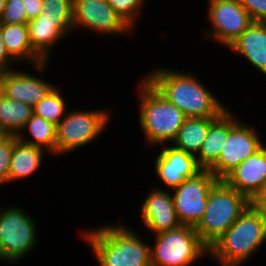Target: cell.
Returning <instances> with one entry per match:
<instances>
[{
    "label": "cell",
    "instance_id": "1",
    "mask_svg": "<svg viewBox=\"0 0 266 266\" xmlns=\"http://www.w3.org/2000/svg\"><path fill=\"white\" fill-rule=\"evenodd\" d=\"M150 71L142 78L178 107L186 117L217 118L227 109L191 71H174L164 66H157Z\"/></svg>",
    "mask_w": 266,
    "mask_h": 266
},
{
    "label": "cell",
    "instance_id": "2",
    "mask_svg": "<svg viewBox=\"0 0 266 266\" xmlns=\"http://www.w3.org/2000/svg\"><path fill=\"white\" fill-rule=\"evenodd\" d=\"M98 266H151L150 244L137 231L119 222L82 233Z\"/></svg>",
    "mask_w": 266,
    "mask_h": 266
},
{
    "label": "cell",
    "instance_id": "3",
    "mask_svg": "<svg viewBox=\"0 0 266 266\" xmlns=\"http://www.w3.org/2000/svg\"><path fill=\"white\" fill-rule=\"evenodd\" d=\"M266 243V223L251 203L226 232L209 248L221 266H242Z\"/></svg>",
    "mask_w": 266,
    "mask_h": 266
},
{
    "label": "cell",
    "instance_id": "4",
    "mask_svg": "<svg viewBox=\"0 0 266 266\" xmlns=\"http://www.w3.org/2000/svg\"><path fill=\"white\" fill-rule=\"evenodd\" d=\"M142 80V81H141ZM138 82L139 126L148 146L171 145L185 114L160 94L145 78ZM140 100V101H139Z\"/></svg>",
    "mask_w": 266,
    "mask_h": 266
},
{
    "label": "cell",
    "instance_id": "5",
    "mask_svg": "<svg viewBox=\"0 0 266 266\" xmlns=\"http://www.w3.org/2000/svg\"><path fill=\"white\" fill-rule=\"evenodd\" d=\"M251 203L224 180H217L208 192L206 209L194 229L210 248Z\"/></svg>",
    "mask_w": 266,
    "mask_h": 266
},
{
    "label": "cell",
    "instance_id": "6",
    "mask_svg": "<svg viewBox=\"0 0 266 266\" xmlns=\"http://www.w3.org/2000/svg\"><path fill=\"white\" fill-rule=\"evenodd\" d=\"M154 237L153 246H150L151 266H192L209 255V248L192 226L181 225Z\"/></svg>",
    "mask_w": 266,
    "mask_h": 266
},
{
    "label": "cell",
    "instance_id": "7",
    "mask_svg": "<svg viewBox=\"0 0 266 266\" xmlns=\"http://www.w3.org/2000/svg\"><path fill=\"white\" fill-rule=\"evenodd\" d=\"M111 117V111L105 108L69 109L56 128V155L69 154L93 143L106 131Z\"/></svg>",
    "mask_w": 266,
    "mask_h": 266
},
{
    "label": "cell",
    "instance_id": "8",
    "mask_svg": "<svg viewBox=\"0 0 266 266\" xmlns=\"http://www.w3.org/2000/svg\"><path fill=\"white\" fill-rule=\"evenodd\" d=\"M0 209V261L17 263L35 248L38 227L33 216L16 204Z\"/></svg>",
    "mask_w": 266,
    "mask_h": 266
},
{
    "label": "cell",
    "instance_id": "9",
    "mask_svg": "<svg viewBox=\"0 0 266 266\" xmlns=\"http://www.w3.org/2000/svg\"><path fill=\"white\" fill-rule=\"evenodd\" d=\"M234 116L229 109L228 137L218 160L208 169L218 180H223L264 144L252 126Z\"/></svg>",
    "mask_w": 266,
    "mask_h": 266
},
{
    "label": "cell",
    "instance_id": "10",
    "mask_svg": "<svg viewBox=\"0 0 266 266\" xmlns=\"http://www.w3.org/2000/svg\"><path fill=\"white\" fill-rule=\"evenodd\" d=\"M211 24L204 38L229 47L253 22L249 13L237 0H207Z\"/></svg>",
    "mask_w": 266,
    "mask_h": 266
},
{
    "label": "cell",
    "instance_id": "11",
    "mask_svg": "<svg viewBox=\"0 0 266 266\" xmlns=\"http://www.w3.org/2000/svg\"><path fill=\"white\" fill-rule=\"evenodd\" d=\"M73 31L89 30L100 35H133L134 30L107 0H73Z\"/></svg>",
    "mask_w": 266,
    "mask_h": 266
},
{
    "label": "cell",
    "instance_id": "12",
    "mask_svg": "<svg viewBox=\"0 0 266 266\" xmlns=\"http://www.w3.org/2000/svg\"><path fill=\"white\" fill-rule=\"evenodd\" d=\"M209 170L183 181L171 192L175 211L182 225L195 227L206 209L208 192L217 181Z\"/></svg>",
    "mask_w": 266,
    "mask_h": 266
},
{
    "label": "cell",
    "instance_id": "13",
    "mask_svg": "<svg viewBox=\"0 0 266 266\" xmlns=\"http://www.w3.org/2000/svg\"><path fill=\"white\" fill-rule=\"evenodd\" d=\"M27 28L32 49L49 61L52 50L73 31V17L45 16L42 12L27 22Z\"/></svg>",
    "mask_w": 266,
    "mask_h": 266
},
{
    "label": "cell",
    "instance_id": "14",
    "mask_svg": "<svg viewBox=\"0 0 266 266\" xmlns=\"http://www.w3.org/2000/svg\"><path fill=\"white\" fill-rule=\"evenodd\" d=\"M159 149L161 151L154 160L155 175L165 184L166 190L178 187L183 181L203 170L194 155L176 149L172 145H162Z\"/></svg>",
    "mask_w": 266,
    "mask_h": 266
},
{
    "label": "cell",
    "instance_id": "15",
    "mask_svg": "<svg viewBox=\"0 0 266 266\" xmlns=\"http://www.w3.org/2000/svg\"><path fill=\"white\" fill-rule=\"evenodd\" d=\"M140 203V220L154 235L176 229L182 224L178 219L171 192L153 187Z\"/></svg>",
    "mask_w": 266,
    "mask_h": 266
},
{
    "label": "cell",
    "instance_id": "16",
    "mask_svg": "<svg viewBox=\"0 0 266 266\" xmlns=\"http://www.w3.org/2000/svg\"><path fill=\"white\" fill-rule=\"evenodd\" d=\"M223 180L236 191L244 194L251 202L258 197L266 185L265 143Z\"/></svg>",
    "mask_w": 266,
    "mask_h": 266
},
{
    "label": "cell",
    "instance_id": "17",
    "mask_svg": "<svg viewBox=\"0 0 266 266\" xmlns=\"http://www.w3.org/2000/svg\"><path fill=\"white\" fill-rule=\"evenodd\" d=\"M40 78L37 74L13 69L3 73L1 93L7 98L32 107L43 99L56 85Z\"/></svg>",
    "mask_w": 266,
    "mask_h": 266
},
{
    "label": "cell",
    "instance_id": "18",
    "mask_svg": "<svg viewBox=\"0 0 266 266\" xmlns=\"http://www.w3.org/2000/svg\"><path fill=\"white\" fill-rule=\"evenodd\" d=\"M0 30L5 49L17 63L26 62L35 67L39 75L46 70L48 61H44L29 42L27 24H0Z\"/></svg>",
    "mask_w": 266,
    "mask_h": 266
},
{
    "label": "cell",
    "instance_id": "19",
    "mask_svg": "<svg viewBox=\"0 0 266 266\" xmlns=\"http://www.w3.org/2000/svg\"><path fill=\"white\" fill-rule=\"evenodd\" d=\"M228 49L245 57L266 77V22H252Z\"/></svg>",
    "mask_w": 266,
    "mask_h": 266
},
{
    "label": "cell",
    "instance_id": "20",
    "mask_svg": "<svg viewBox=\"0 0 266 266\" xmlns=\"http://www.w3.org/2000/svg\"><path fill=\"white\" fill-rule=\"evenodd\" d=\"M229 133V110L223 111L209 126L207 136L196 155L197 163L208 170L219 158Z\"/></svg>",
    "mask_w": 266,
    "mask_h": 266
},
{
    "label": "cell",
    "instance_id": "21",
    "mask_svg": "<svg viewBox=\"0 0 266 266\" xmlns=\"http://www.w3.org/2000/svg\"><path fill=\"white\" fill-rule=\"evenodd\" d=\"M46 151L25 144L19 140L14 143L9 167L8 183L29 178L42 168V160Z\"/></svg>",
    "mask_w": 266,
    "mask_h": 266
},
{
    "label": "cell",
    "instance_id": "22",
    "mask_svg": "<svg viewBox=\"0 0 266 266\" xmlns=\"http://www.w3.org/2000/svg\"><path fill=\"white\" fill-rule=\"evenodd\" d=\"M56 128L57 125L54 123L33 113L17 135V139L25 144L39 147L49 155L56 156ZM26 131H29L32 138H25Z\"/></svg>",
    "mask_w": 266,
    "mask_h": 266
},
{
    "label": "cell",
    "instance_id": "23",
    "mask_svg": "<svg viewBox=\"0 0 266 266\" xmlns=\"http://www.w3.org/2000/svg\"><path fill=\"white\" fill-rule=\"evenodd\" d=\"M215 119L186 117L171 145L196 156L207 136L209 126Z\"/></svg>",
    "mask_w": 266,
    "mask_h": 266
},
{
    "label": "cell",
    "instance_id": "24",
    "mask_svg": "<svg viewBox=\"0 0 266 266\" xmlns=\"http://www.w3.org/2000/svg\"><path fill=\"white\" fill-rule=\"evenodd\" d=\"M33 114L31 105L0 94V127L7 135H18Z\"/></svg>",
    "mask_w": 266,
    "mask_h": 266
},
{
    "label": "cell",
    "instance_id": "25",
    "mask_svg": "<svg viewBox=\"0 0 266 266\" xmlns=\"http://www.w3.org/2000/svg\"><path fill=\"white\" fill-rule=\"evenodd\" d=\"M60 87L55 86L43 99L33 106V113L47 121L58 125L65 117L67 103L62 95Z\"/></svg>",
    "mask_w": 266,
    "mask_h": 266
},
{
    "label": "cell",
    "instance_id": "26",
    "mask_svg": "<svg viewBox=\"0 0 266 266\" xmlns=\"http://www.w3.org/2000/svg\"><path fill=\"white\" fill-rule=\"evenodd\" d=\"M107 3L133 30L135 29L138 15H141L139 13L145 7V0H107Z\"/></svg>",
    "mask_w": 266,
    "mask_h": 266
},
{
    "label": "cell",
    "instance_id": "27",
    "mask_svg": "<svg viewBox=\"0 0 266 266\" xmlns=\"http://www.w3.org/2000/svg\"><path fill=\"white\" fill-rule=\"evenodd\" d=\"M16 135H6L0 140V186L8 184L9 167Z\"/></svg>",
    "mask_w": 266,
    "mask_h": 266
},
{
    "label": "cell",
    "instance_id": "28",
    "mask_svg": "<svg viewBox=\"0 0 266 266\" xmlns=\"http://www.w3.org/2000/svg\"><path fill=\"white\" fill-rule=\"evenodd\" d=\"M23 0H6L0 24H27Z\"/></svg>",
    "mask_w": 266,
    "mask_h": 266
},
{
    "label": "cell",
    "instance_id": "29",
    "mask_svg": "<svg viewBox=\"0 0 266 266\" xmlns=\"http://www.w3.org/2000/svg\"><path fill=\"white\" fill-rule=\"evenodd\" d=\"M73 0H43L42 12L45 16L73 17Z\"/></svg>",
    "mask_w": 266,
    "mask_h": 266
},
{
    "label": "cell",
    "instance_id": "30",
    "mask_svg": "<svg viewBox=\"0 0 266 266\" xmlns=\"http://www.w3.org/2000/svg\"><path fill=\"white\" fill-rule=\"evenodd\" d=\"M253 22H266V0H237Z\"/></svg>",
    "mask_w": 266,
    "mask_h": 266
},
{
    "label": "cell",
    "instance_id": "31",
    "mask_svg": "<svg viewBox=\"0 0 266 266\" xmlns=\"http://www.w3.org/2000/svg\"><path fill=\"white\" fill-rule=\"evenodd\" d=\"M12 63L15 64L16 62L7 53L0 30V72L6 73L15 69L13 68L14 65Z\"/></svg>",
    "mask_w": 266,
    "mask_h": 266
},
{
    "label": "cell",
    "instance_id": "32",
    "mask_svg": "<svg viewBox=\"0 0 266 266\" xmlns=\"http://www.w3.org/2000/svg\"><path fill=\"white\" fill-rule=\"evenodd\" d=\"M43 0H23V5L28 20L37 18L42 13Z\"/></svg>",
    "mask_w": 266,
    "mask_h": 266
},
{
    "label": "cell",
    "instance_id": "33",
    "mask_svg": "<svg viewBox=\"0 0 266 266\" xmlns=\"http://www.w3.org/2000/svg\"><path fill=\"white\" fill-rule=\"evenodd\" d=\"M252 204L261 213V216L266 223V199H254Z\"/></svg>",
    "mask_w": 266,
    "mask_h": 266
},
{
    "label": "cell",
    "instance_id": "34",
    "mask_svg": "<svg viewBox=\"0 0 266 266\" xmlns=\"http://www.w3.org/2000/svg\"><path fill=\"white\" fill-rule=\"evenodd\" d=\"M6 0H0V21L5 9Z\"/></svg>",
    "mask_w": 266,
    "mask_h": 266
},
{
    "label": "cell",
    "instance_id": "35",
    "mask_svg": "<svg viewBox=\"0 0 266 266\" xmlns=\"http://www.w3.org/2000/svg\"><path fill=\"white\" fill-rule=\"evenodd\" d=\"M255 199H266V185H265L263 192Z\"/></svg>",
    "mask_w": 266,
    "mask_h": 266
},
{
    "label": "cell",
    "instance_id": "36",
    "mask_svg": "<svg viewBox=\"0 0 266 266\" xmlns=\"http://www.w3.org/2000/svg\"><path fill=\"white\" fill-rule=\"evenodd\" d=\"M7 134L2 130V128L0 127V140L2 138H4Z\"/></svg>",
    "mask_w": 266,
    "mask_h": 266
},
{
    "label": "cell",
    "instance_id": "37",
    "mask_svg": "<svg viewBox=\"0 0 266 266\" xmlns=\"http://www.w3.org/2000/svg\"><path fill=\"white\" fill-rule=\"evenodd\" d=\"M3 73L0 72V94H1V80H2Z\"/></svg>",
    "mask_w": 266,
    "mask_h": 266
}]
</instances>
